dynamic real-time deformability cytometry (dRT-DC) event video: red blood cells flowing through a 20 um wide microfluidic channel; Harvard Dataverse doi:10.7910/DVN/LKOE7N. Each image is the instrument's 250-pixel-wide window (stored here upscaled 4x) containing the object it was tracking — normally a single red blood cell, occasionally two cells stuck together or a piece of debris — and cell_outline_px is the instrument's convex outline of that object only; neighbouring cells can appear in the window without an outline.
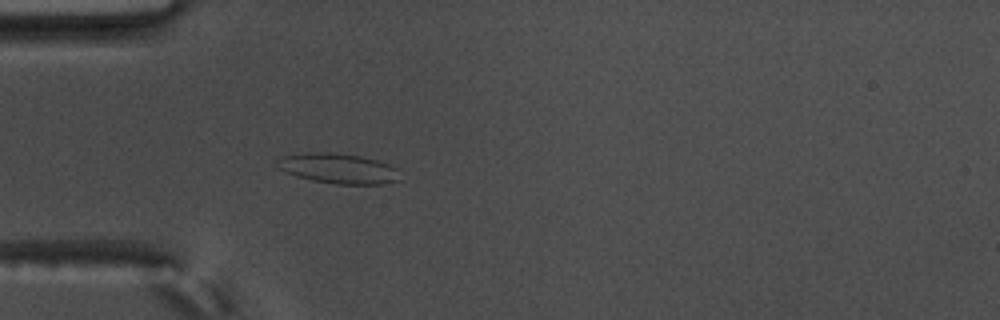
{"species": "common noctule bat (a hibernating species)", "species_latin": "Nyctalus noctula", "temperature_condition": "warm", "stored_images_in_passage": 56, "camera_frame_rate_fps": 3000, "um_per_image_px": 0.085, "animal": {"sex": "male", "body_mass_g": 17.5, "forearm_length_mm": 52.3}, "frame": {"image": 1, "passage_image": 17, "time_ms": 5.333, "image_size_px": [1000, 320], "cell_outline_px": [[400, 180], [380, 184], [336, 184], [312, 180], [296, 176], [276, 168], [276, 160], [284, 156], [308, 152], [332, 152], [360, 156], [376, 160], [400, 168]], "centroid_in_image_um": [28.77, 14.32], "position_along_channel_um": 56.2, "area_um2": 21.73}}
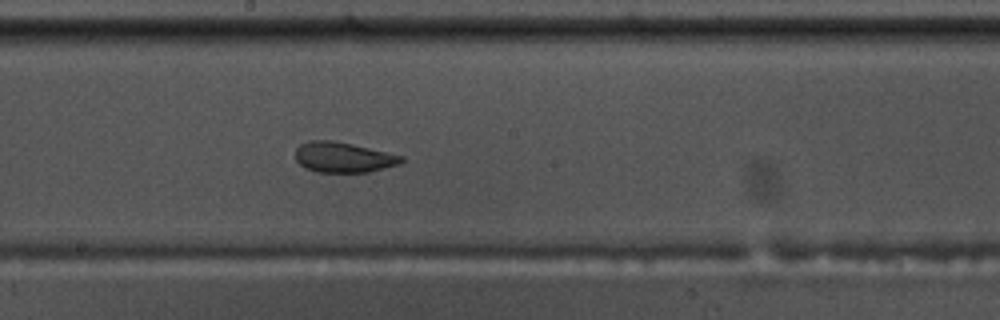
{"frame": {"image": 2, "passage_image": 31, "time_ms": 10.0, "image_size_px": [1000, 320], "cell_outline_px": [[404, 160], [400, 164], [368, 172], [316, 172], [304, 168], [296, 160], [296, 148], [300, 144], [312, 140], [332, 140], [352, 144], [404, 156]], "centroid_in_image_um": [29.17, 13.37], "position_along_channel_um": 219.0, "area_um2": 18.73}}
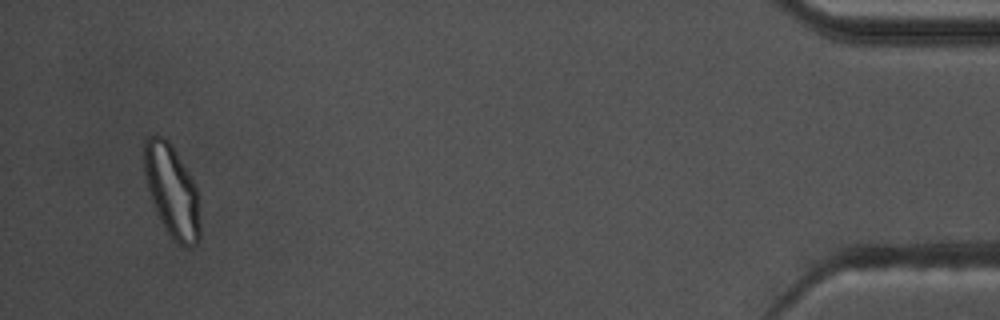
{"frame": {"image": 3, "passage_image": 54, "time_ms": 17.667, "image_size_px": [1000, 320], "cell_outline_px": [[200, 240], [196, 244], [188, 248], [184, 248], [176, 244], [172, 240], [164, 228], [160, 220], [152, 200], [148, 188], [144, 172], [144, 136], [156, 132], [164, 136], [172, 144], [188, 172], [196, 188], [200, 224]], "centroid_in_image_um": [14.59, 16.22], "position_along_channel_um": 420.6, "area_um2": 30.46}, "authors_computed_cell_mechanics": {"area_um2": 22.1663, "velocity_mm_per_s": 3.6339, "shape_relaxation_time_tau1_ms": 9.0431, "shape_relaxation_time_tau2_ms": 1.8557, "deformation_change_tau1": 0.1873, "deformation_change_tau2": 0.0783}}